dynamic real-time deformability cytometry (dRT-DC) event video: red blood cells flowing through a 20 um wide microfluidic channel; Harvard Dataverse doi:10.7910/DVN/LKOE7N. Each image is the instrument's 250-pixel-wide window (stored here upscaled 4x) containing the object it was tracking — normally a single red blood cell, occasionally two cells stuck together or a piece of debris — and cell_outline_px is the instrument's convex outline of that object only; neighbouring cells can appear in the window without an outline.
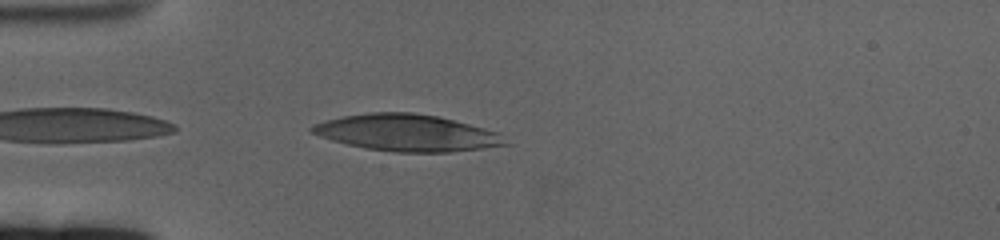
{"species": "human", "species_latin": "Homo sapiens", "temperature_condition": "cold", "stored_images_in_passage": 45, "camera_frame_rate_fps": 3000, "um_per_image_px": 0.085, "donor": {"sex": "female"}, "frame": {"image": 1, "passage_image": 2, "time_ms": 0.333, "image_size_px": [1000, 240], "cell_outline_px": [[512, 144], [448, 152], [396, 152], [364, 148], [332, 140], [308, 132], [308, 128], [312, 124], [344, 116], [368, 112], [412, 112], [440, 116], [500, 132]], "centroid_in_image_um": [34.61, 11.28], "position_along_channel_um": 50.4, "area_um2": 41.56}}
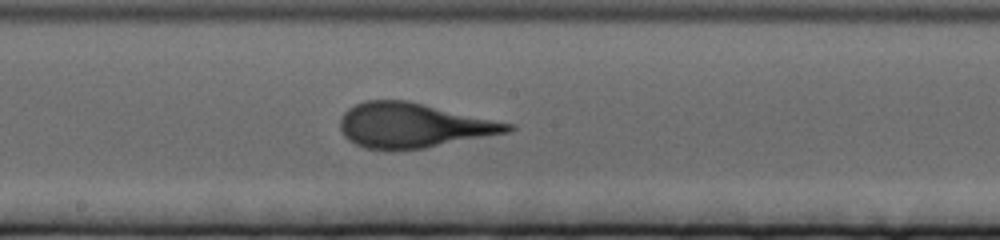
{"frame": {"image": 2, "passage_image": 18, "time_ms": 5.667, "image_size_px": [1000, 240], "cell_outline_px": [[516, 128], [508, 132], [424, 148], [364, 148], [348, 140], [344, 136], [340, 128], [340, 120], [344, 112], [348, 108], [364, 100], [408, 100], [516, 124]], "centroid_in_image_um": [35.14, 10.63], "position_along_channel_um": 213.1, "area_um2": 43.35}}
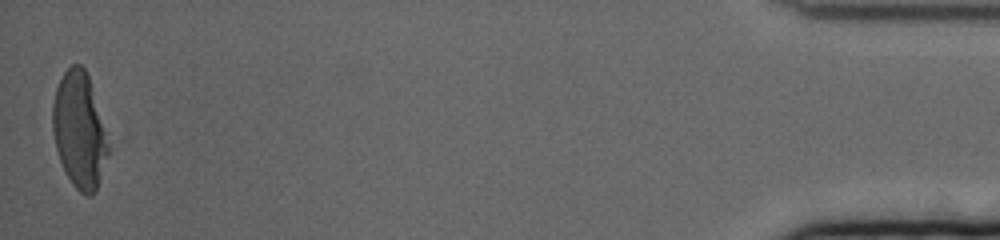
{"frame": {"image": 3, "passage_image": 45, "time_ms": 14.667, "image_size_px": [1000, 240], "cell_outline_px": [[108, 156], [96, 192], [92, 196], [84, 196], [72, 184], [60, 160], [56, 148], [52, 132], [52, 104], [56, 88], [64, 72], [72, 64], [80, 64], [84, 68], [88, 76], [108, 144]], "centroid_in_image_um": [6.72, 11.11], "position_along_channel_um": 428.5, "area_um2": 36.99}}